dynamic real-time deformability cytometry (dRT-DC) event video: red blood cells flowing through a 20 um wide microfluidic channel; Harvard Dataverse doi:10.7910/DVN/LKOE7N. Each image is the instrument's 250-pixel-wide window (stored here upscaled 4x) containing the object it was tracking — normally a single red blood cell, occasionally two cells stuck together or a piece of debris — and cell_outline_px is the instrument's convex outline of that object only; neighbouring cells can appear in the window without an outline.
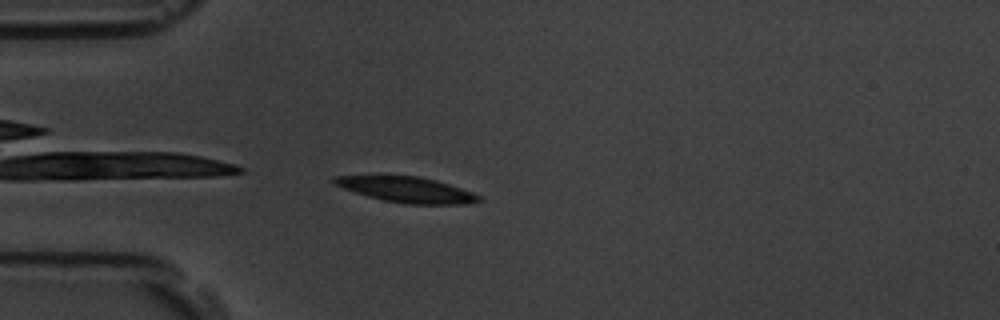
{"species": "common noctule bat (a hibernating species)", "species_latin": "Nyctalus noctula", "temperature_condition": "room temperature", "stored_images_in_passage": 32, "camera_frame_rate_fps": 3000, "um_per_image_px": 0.085, "animal": {"sex": "male", "body_mass_g": 19.5, "forearm_length_mm": 54.6}, "frame": {"image": 1, "passage_image": 1, "time_ms": 0.0, "image_size_px": [1000, 320], "cell_outline_px": [[480, 200], [468, 204], [404, 204], [384, 200], [368, 196], [344, 188], [336, 184], [332, 180], [332, 176], [420, 176], [436, 180], [472, 192], [480, 196]], "centroid_in_image_um": [34.6, 16.12], "position_along_channel_um": 50.4, "area_um2": 21.15}}
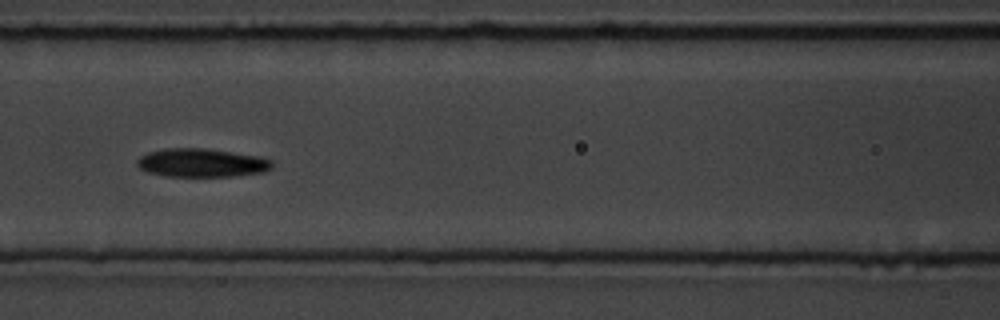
{"frame": {"image": 2, "passage_image": 10, "time_ms": 3.0, "image_size_px": [1000, 320], "cell_outline_px": [[272, 168], [264, 172], [236, 176], [164, 176], [148, 172], [140, 168], [136, 164], [136, 160], [140, 156], [148, 152], [164, 148], [204, 148], [260, 156], [272, 160]], "centroid_in_image_um": [17.14, 13.83], "position_along_channel_um": 149.5, "area_um2": 22.54}}
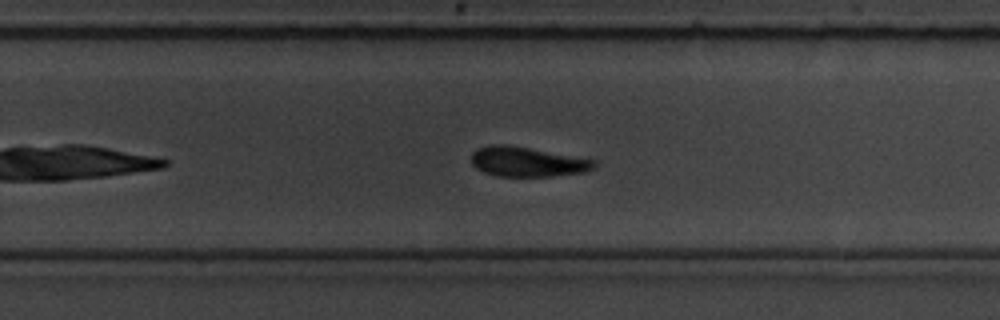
{"frame": {"image": 3, "passage_image": 21, "time_ms": 6.667, "image_size_px": [1000, 320], "cell_outline_px": [[596, 168], [588, 172], [552, 176], [496, 176], [484, 172], [476, 168], [472, 164], [472, 152], [476, 148], [492, 144], [508, 144], [596, 160]], "centroid_in_image_um": [44.83, 13.75], "position_along_channel_um": 285.0, "area_um2": 21.5}, "authors_computed_cell_mechanics": {"area_um2": 21.5016, "velocity_mm_per_s": 3.7056, "shape_relaxation_time_tau1_ms": 3.5504, "shape_relaxation_time_tau2_ms": null, "deformation_change_tau1": 0.1079, "deformation_change_tau2": null}}